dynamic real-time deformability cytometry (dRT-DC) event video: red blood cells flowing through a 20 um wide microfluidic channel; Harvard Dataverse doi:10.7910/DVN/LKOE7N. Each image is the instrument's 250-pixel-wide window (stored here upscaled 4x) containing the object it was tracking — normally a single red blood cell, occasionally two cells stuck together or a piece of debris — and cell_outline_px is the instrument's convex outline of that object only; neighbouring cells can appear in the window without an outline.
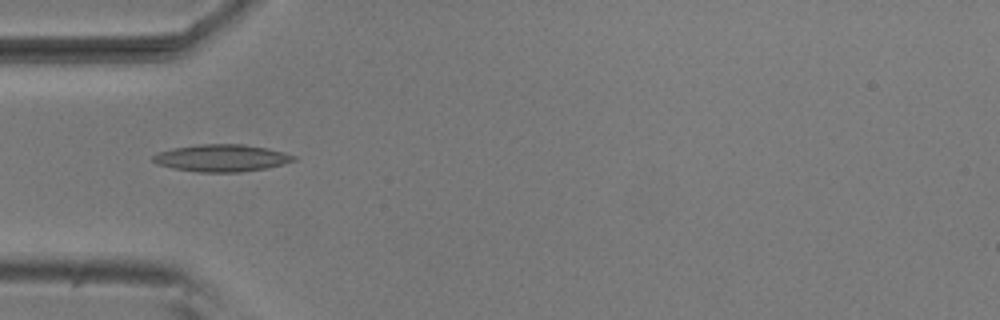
{"species": "common noctule bat (a hibernating species)", "species_latin": "Nyctalus noctula", "temperature_condition": "room temperature", "stored_images_in_passage": 6, "camera_frame_rate_fps": 3000, "um_per_image_px": 0.085, "animal": {"sex": "male", "body_mass_g": 20.5, "forearm_length_mm": 52.5}, "frame": {"image": 1, "passage_image": 5, "time_ms": 1.333, "image_size_px": [1000, 320], "cell_outline_px": [[296, 160], [284, 164], [268, 168], [240, 172], [196, 172], [172, 168], [156, 164], [152, 160], [152, 156], [160, 152], [172, 148], [196, 144], [244, 144], [268, 148], [284, 152], [296, 156]], "centroid_in_image_um": [18.84, 13.43], "position_along_channel_um": 66.2, "area_um2": 22.48}}
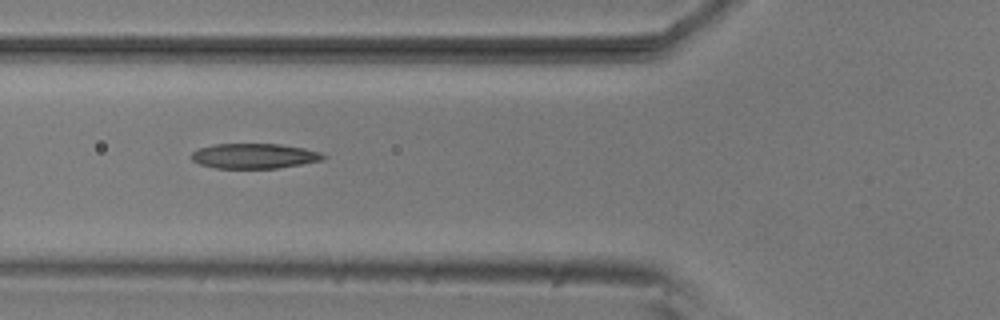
{"frame": {"image": 2, "passage_image": 6, "time_ms": 1.667, "image_size_px": [1000, 320], "cell_outline_px": [[328, 156], [324, 160], [276, 168], [216, 168], [200, 164], [192, 160], [188, 156], [192, 152], [200, 148], [216, 144], [280, 144], [304, 148], [320, 152]], "centroid_in_image_um": [21.61, 13.26], "position_along_channel_um": 104.2, "area_um2": 19.25}}